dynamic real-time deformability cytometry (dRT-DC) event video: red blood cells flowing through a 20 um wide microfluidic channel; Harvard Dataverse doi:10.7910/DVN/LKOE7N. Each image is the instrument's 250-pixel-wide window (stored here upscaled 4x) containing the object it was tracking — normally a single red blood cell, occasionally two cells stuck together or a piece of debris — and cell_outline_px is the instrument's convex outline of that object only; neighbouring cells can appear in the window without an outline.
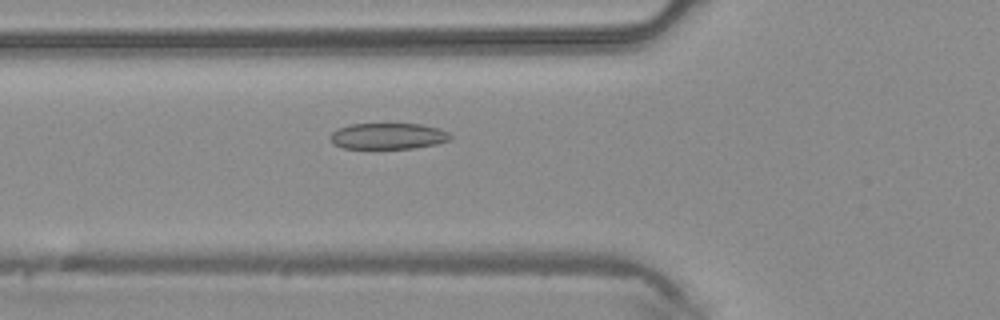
{"species": "common noctule bat (a hibernating species)", "species_latin": "Nyctalus noctula", "temperature_condition": "warm", "stored_images_in_passage": 46, "camera_frame_rate_fps": 3000, "um_per_image_px": 0.085, "animal": {"sex": "male", "body_mass_g": 20.4}, "frame": {"image": 1, "passage_image": 17, "time_ms": 5.333, "image_size_px": [1000, 320], "cell_outline_px": [[452, 136], [448, 140], [436, 144], [412, 148], [344, 148], [332, 144], [332, 132], [336, 128], [348, 124], [420, 124], [440, 128], [448, 132]], "centroid_in_image_um": [32.98, 11.56], "position_along_channel_um": 92.8, "area_um2": 18.21}}
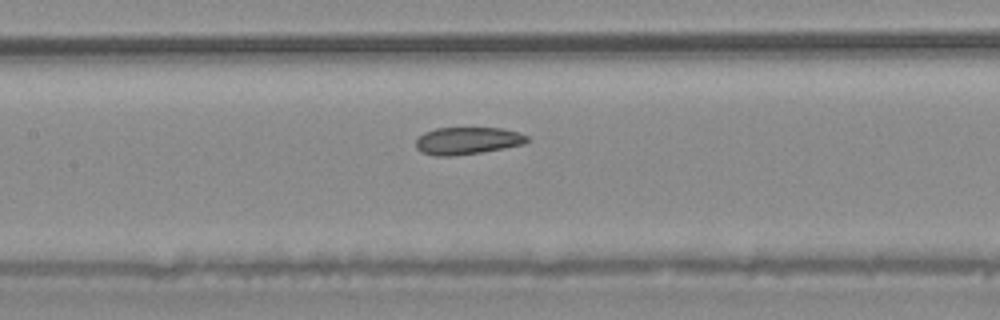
{"frame": {"image": 2, "passage_image": 22, "time_ms": 7.0, "image_size_px": [1000, 320], "cell_outline_px": [[528, 140], [524, 144], [504, 148], [480, 152], [452, 156], [436, 156], [420, 152], [416, 148], [416, 140], [424, 132], [436, 128], [504, 128], [528, 136]], "centroid_in_image_um": [39.7, 11.96], "position_along_channel_um": 167.7, "area_um2": 17.63}}
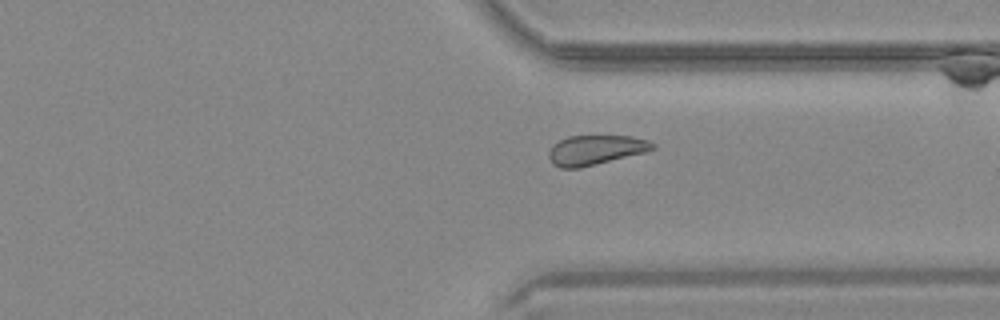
{"frame": {"image": 3, "passage_image": 35, "time_ms": 11.333, "image_size_px": [1000, 320], "cell_outline_px": [[656, 148], [644, 152], [580, 168], [560, 168], [552, 164], [548, 156], [548, 152], [552, 144], [568, 136], [632, 136], [648, 140], [656, 144]], "centroid_in_image_um": [50.59, 12.74], "position_along_channel_um": 360.8, "area_um2": 17.98}}